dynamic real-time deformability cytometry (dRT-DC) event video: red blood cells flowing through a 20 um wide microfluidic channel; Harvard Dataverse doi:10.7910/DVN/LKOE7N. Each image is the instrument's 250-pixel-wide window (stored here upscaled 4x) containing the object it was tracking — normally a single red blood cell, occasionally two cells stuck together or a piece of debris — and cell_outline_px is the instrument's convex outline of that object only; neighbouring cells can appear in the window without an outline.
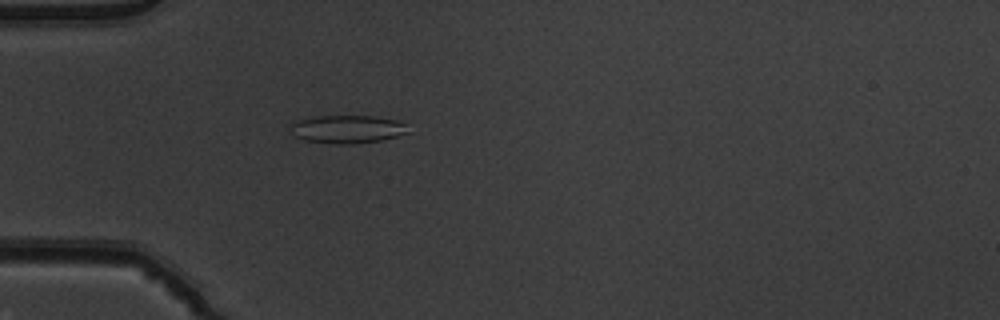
{"species": "common noctule bat (a hibernating species)", "species_latin": "Nyctalus noctula", "temperature_condition": "warm", "stored_images_in_passage": 52, "camera_frame_rate_fps": 3000, "um_per_image_px": 0.085, "animal": {"sex": "male", "body_mass_g": 19.5, "forearm_length_mm": 54.6}, "frame": {"image": 1, "passage_image": 16, "time_ms": 5.0, "image_size_px": [1000, 320], "cell_outline_px": [[408, 132], [396, 136], [380, 140], [356, 144], [336, 144], [304, 140], [292, 136], [288, 124], [296, 120], [316, 116], [372, 116], [396, 120], [404, 124]], "centroid_in_image_um": [29.41, 10.98], "position_along_channel_um": 55.6, "area_um2": 19.31}}
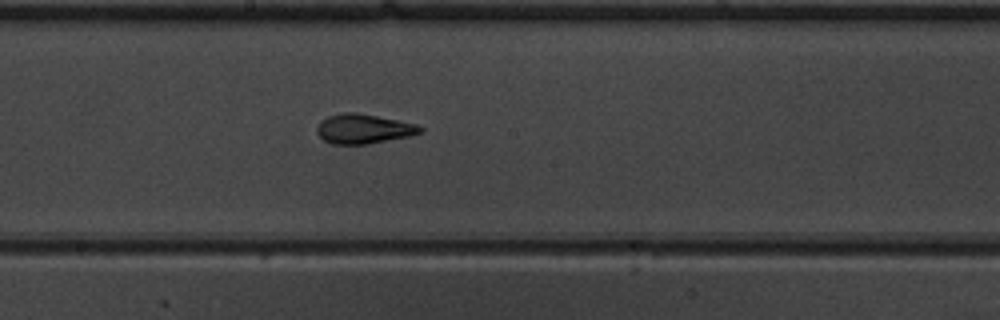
{"frame": {"image": 2, "passage_image": 29, "time_ms": 9.333, "image_size_px": [1000, 320], "cell_outline_px": [[424, 132], [408, 136], [368, 144], [332, 144], [324, 140], [316, 132], [316, 128], [320, 120], [328, 116], [344, 112], [356, 112], [416, 124], [424, 128]], "centroid_in_image_um": [30.88, 10.95], "position_along_channel_um": 217.3, "area_um2": 17.74}}
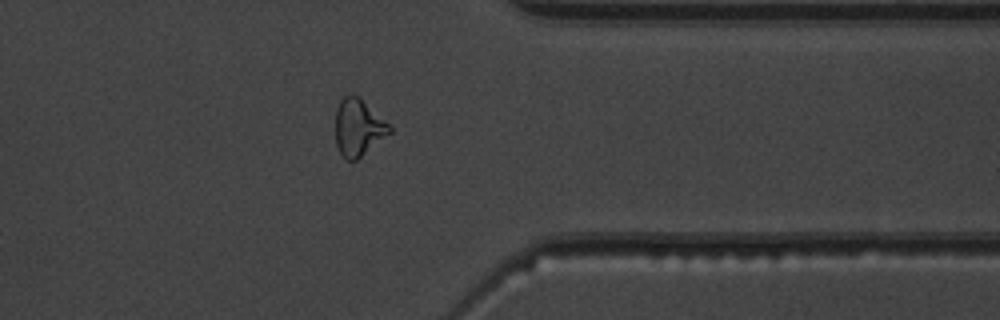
{"frame": {"image": 3, "passage_image": 42, "time_ms": 13.667, "image_size_px": [1000, 320], "cell_outline_px": [[392, 132], [356, 160], [348, 160], [340, 152], [336, 144], [336, 108], [340, 100], [344, 96], [360, 96], [392, 128]], "centroid_in_image_um": [30.45, 10.83], "position_along_channel_um": 380.9, "area_um2": 17.69}, "authors_computed_cell_mechanics": {"area_um2": 18.6694, "velocity_mm_per_s": 3.925, "shape_relaxation_time_tau1_ms": 4.3831, "shape_relaxation_time_tau2_ms": 2.0237, "deformation_change_tau1": 0.1627, "deformation_change_tau2": 0.0871}}